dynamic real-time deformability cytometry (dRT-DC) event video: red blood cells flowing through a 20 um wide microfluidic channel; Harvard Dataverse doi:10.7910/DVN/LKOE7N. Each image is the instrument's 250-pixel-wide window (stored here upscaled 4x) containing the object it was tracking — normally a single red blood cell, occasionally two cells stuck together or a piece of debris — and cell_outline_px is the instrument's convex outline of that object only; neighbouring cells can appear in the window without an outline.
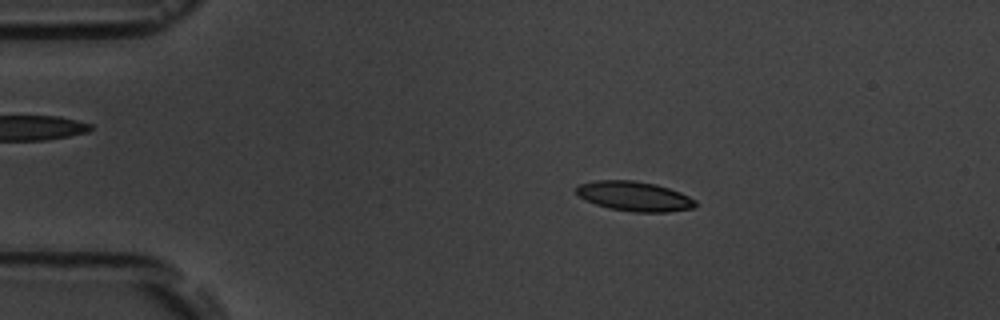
{"species": "common noctule bat (a hibernating species)", "species_latin": "Nyctalus noctula", "temperature_condition": "room temperature", "stored_images_in_passage": 4, "camera_frame_rate_fps": 3000, "um_per_image_px": 0.085, "animal": {"sex": "male", "body_mass_g": 19.5, "forearm_length_mm": 54.6}, "frame": {"image": 1, "passage_image": 3, "time_ms": 2.333, "image_size_px": [1000, 320], "cell_outline_px": [[696, 208], [668, 212], [632, 212], [608, 208], [584, 200], [576, 196], [576, 188], [580, 184], [596, 180], [636, 180], [656, 184], [680, 192], [696, 200]], "centroid_in_image_um": [53.91, 16.68], "position_along_channel_um": 31.1, "area_um2": 20.87}}